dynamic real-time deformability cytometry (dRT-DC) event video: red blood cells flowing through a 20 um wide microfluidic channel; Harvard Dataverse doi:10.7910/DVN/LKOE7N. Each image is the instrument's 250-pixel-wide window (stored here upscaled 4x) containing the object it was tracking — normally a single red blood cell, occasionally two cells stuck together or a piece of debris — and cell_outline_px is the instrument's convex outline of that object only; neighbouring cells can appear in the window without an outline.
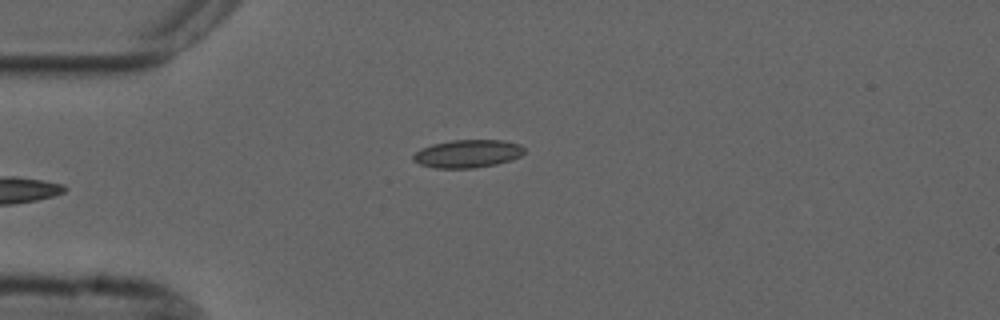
{"species": "common noctule bat (a hibernating species)", "species_latin": "Nyctalus noctula", "temperature_condition": "cold", "stored_images_in_passage": 39, "camera_frame_rate_fps": 3000, "um_per_image_px": 0.085, "animal": {"sex": "male", "forearm_length_mm": 52.5}, "frame": {"image": 1, "passage_image": 2, "time_ms": 0.333, "image_size_px": [1000, 320], "cell_outline_px": [[524, 152], [520, 156], [512, 160], [496, 164], [472, 168], [436, 168], [420, 164], [412, 160], [412, 156], [420, 148], [432, 144], [452, 140], [504, 140], [520, 144], [524, 148]], "centroid_in_image_um": [39.75, 13.06], "position_along_channel_um": 45.3, "area_um2": 18.15}}
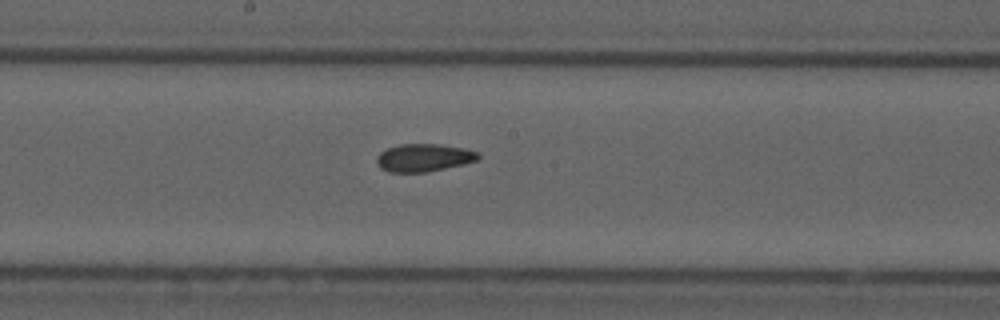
{"frame": {"image": 2, "passage_image": 17, "time_ms": 5.333, "image_size_px": [1000, 320], "cell_outline_px": [[480, 156], [476, 160], [464, 164], [424, 172], [388, 172], [380, 168], [376, 160], [376, 156], [380, 152], [388, 148], [400, 144], [440, 144], [464, 148], [480, 152]], "centroid_in_image_um": [36.01, 13.39], "position_along_channel_um": 212.2, "area_um2": 16.42}}
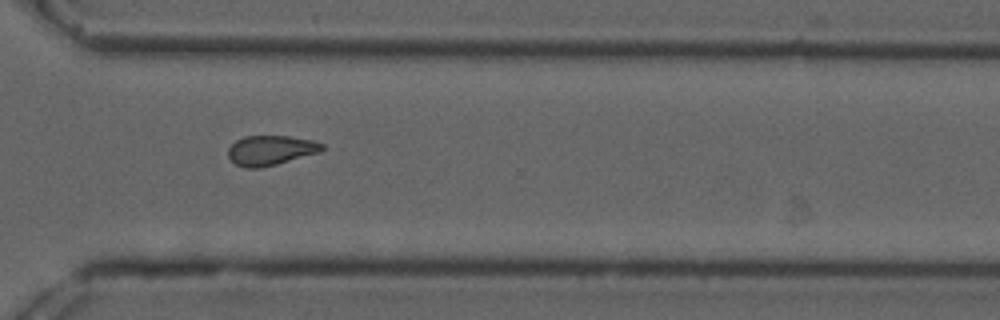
{"frame": {"image": 3, "passage_image": 28, "time_ms": 9.0, "image_size_px": [1000, 320], "cell_outline_px": [[324, 148], [320, 152], [276, 164], [260, 168], [244, 168], [236, 164], [228, 156], [228, 148], [236, 140], [244, 136], [288, 136], [312, 140], [324, 144]], "centroid_in_image_um": [23.0, 12.77], "position_along_channel_um": 347.6, "area_um2": 16.24}, "authors_computed_cell_mechanics": {"area_um2": 17.2244, "velocity_mm_per_s": 3.6923, "shape_relaxation_time_tau1_ms": null, "shape_relaxation_time_tau2_ms": 4.739, "deformation_change_tau1": null, "deformation_change_tau2": 0.1105}}